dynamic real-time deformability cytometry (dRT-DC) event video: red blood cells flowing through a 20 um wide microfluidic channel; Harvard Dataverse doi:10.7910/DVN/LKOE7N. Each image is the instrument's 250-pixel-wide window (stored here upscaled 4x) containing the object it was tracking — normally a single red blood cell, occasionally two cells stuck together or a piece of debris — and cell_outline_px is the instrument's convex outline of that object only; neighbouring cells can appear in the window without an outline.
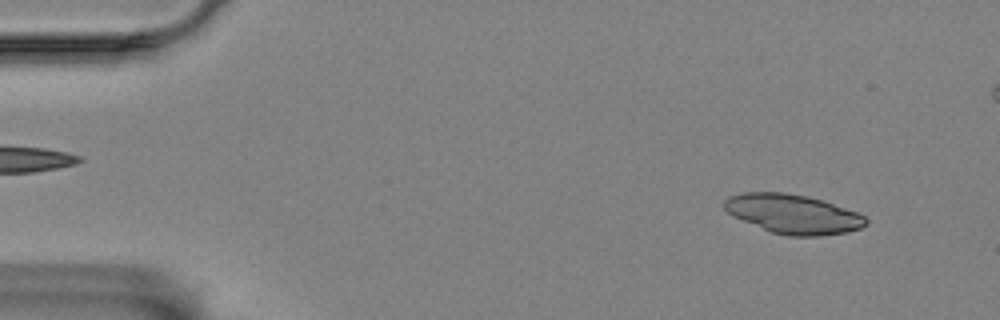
{"species": "Egyptian fruit bat (a non-hibernating species)", "species_latin": "Rousettus aegyptiacus", "temperature_condition": "room temperature", "stored_images_in_passage": 57, "camera_frame_rate_fps": 3000, "um_per_image_px": 0.085, "animal": {"sex": "female"}, "frame": {"image": 1, "passage_image": 5, "time_ms": 1.333, "image_size_px": [1000, 320], "cell_outline_px": [[868, 224], [860, 228], [848, 232], [820, 236], [788, 236], [772, 232], [732, 216], [724, 208], [724, 200], [728, 196], [744, 192], [784, 192], [808, 196], [856, 212], [864, 216], [868, 220]], "centroid_in_image_um": [67.39, 18.19], "position_along_channel_um": 17.6, "area_um2": 32.25}}
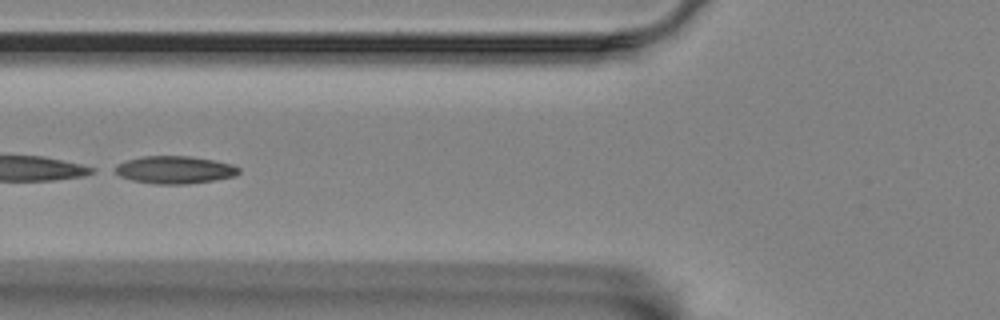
{"frame": {"image": 2, "passage_image": 22, "time_ms": 7.0, "image_size_px": [1000, 320], "cell_outline_px": [[240, 172], [236, 176], [216, 180], [188, 184], [156, 184], [132, 180], [120, 176], [112, 172], [108, 168], [116, 164], [128, 160], [144, 156], [188, 156], [212, 160], [232, 164], [240, 168]], "centroid_in_image_um": [14.8, 14.44], "position_along_channel_um": 111.0, "area_um2": 20.17}}
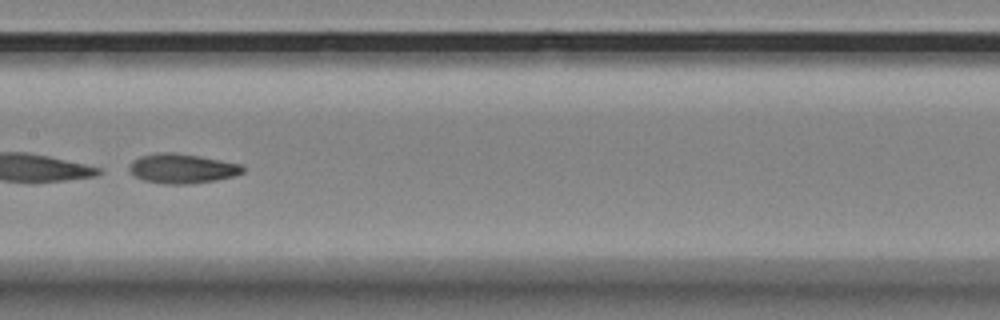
{"frame": {"image": 3, "passage_image": 29, "time_ms": 9.333, "image_size_px": [1000, 320], "cell_outline_px": [[244, 172], [236, 176], [216, 180], [188, 184], [164, 184], [144, 180], [136, 176], [128, 168], [128, 164], [132, 160], [140, 156], [156, 152], [172, 152], [200, 156], [244, 164]], "centroid_in_image_um": [15.51, 14.31], "position_along_channel_um": 191.9, "area_um2": 19.83}}